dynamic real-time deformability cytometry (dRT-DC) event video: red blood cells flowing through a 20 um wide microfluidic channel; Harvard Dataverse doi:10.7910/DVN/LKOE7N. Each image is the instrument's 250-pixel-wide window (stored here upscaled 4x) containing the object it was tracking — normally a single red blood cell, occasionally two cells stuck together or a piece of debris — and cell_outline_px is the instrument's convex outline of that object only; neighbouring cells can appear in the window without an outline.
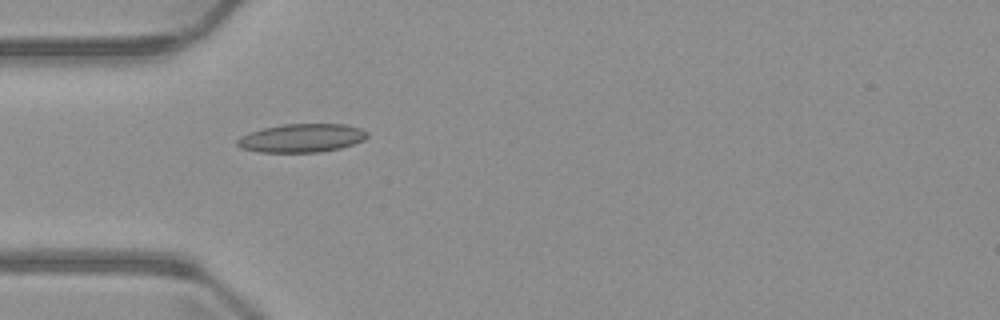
{"species": "common noctule bat (a hibernating species)", "species_latin": "Nyctalus noctula", "temperature_condition": "warm", "stored_images_in_passage": 4, "camera_frame_rate_fps": 3000, "um_per_image_px": 0.085, "animal": {"sex": "male", "body_mass_g": 23.1, "forearm_length_mm": 52.7}, "frame": {"image": 1, "passage_image": 4, "time_ms": 4.333, "image_size_px": [1000, 320], "cell_outline_px": [[368, 136], [364, 140], [340, 148], [320, 152], [260, 152], [240, 148], [236, 144], [236, 140], [240, 136], [264, 128], [284, 124], [344, 124], [360, 128], [368, 132]], "centroid_in_image_um": [25.64, 11.73], "position_along_channel_um": 59.4, "area_um2": 21.5}}